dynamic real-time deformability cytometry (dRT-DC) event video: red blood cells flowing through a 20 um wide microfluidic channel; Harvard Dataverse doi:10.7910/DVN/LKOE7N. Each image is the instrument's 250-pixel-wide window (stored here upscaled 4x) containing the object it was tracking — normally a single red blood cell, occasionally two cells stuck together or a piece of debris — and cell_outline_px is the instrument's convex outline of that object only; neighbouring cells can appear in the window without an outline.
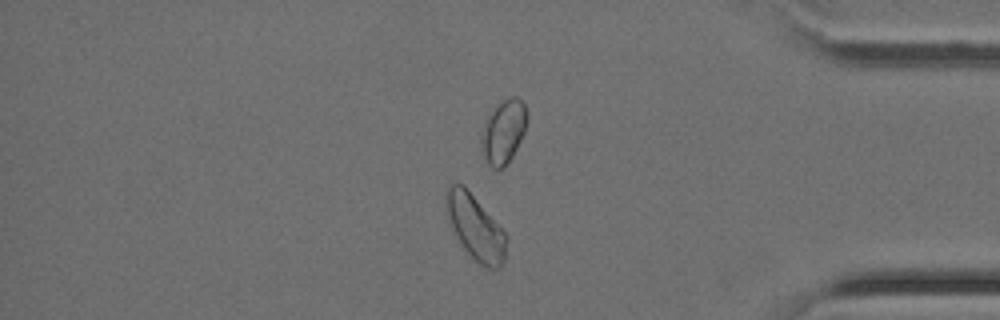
{"species": "Egyptian fruit bat (a non-hibernating species)", "species_latin": "Rousettus aegyptiacus", "temperature_condition": "cold", "stored_images_in_passage": 40, "camera_frame_rate_fps": 3000, "um_per_image_px": 0.085, "animal": {"sex": "female"}, "frame": {"image": 1, "passage_image": 34, "time_ms": 11.0, "image_size_px": [1000, 320], "cell_outline_px": [[508, 240], [504, 260], [500, 268], [488, 268], [472, 260], [468, 256], [452, 232], [444, 200], [448, 184], [456, 180], [472, 196], [508, 236]], "centroid_in_image_um": [40.37, 19.37], "position_along_channel_um": 394.8, "area_um2": 22.77}}